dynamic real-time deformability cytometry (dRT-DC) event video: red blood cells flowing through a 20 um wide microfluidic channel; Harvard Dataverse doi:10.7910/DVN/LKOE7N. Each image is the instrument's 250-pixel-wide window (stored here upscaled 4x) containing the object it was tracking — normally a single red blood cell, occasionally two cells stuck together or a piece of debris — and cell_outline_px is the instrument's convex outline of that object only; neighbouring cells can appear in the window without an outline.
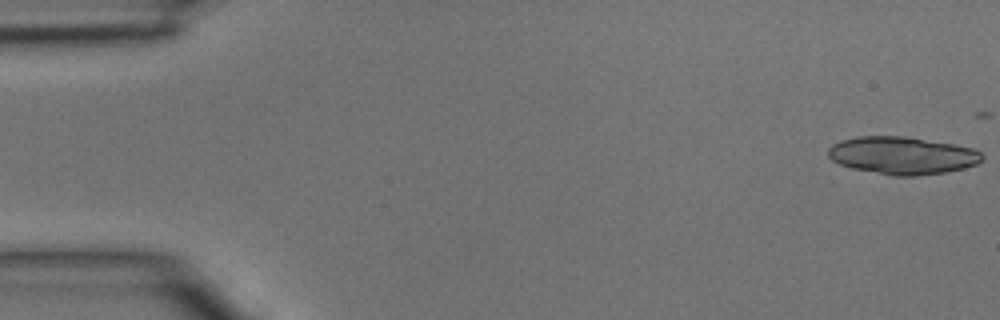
{"species": "common noctule bat (a hibernating species)", "species_latin": "Nyctalus noctula", "temperature_condition": "room temperature", "stored_images_in_passage": 4, "camera_frame_rate_fps": 3000, "um_per_image_px": 0.085, "animal": {"sex": "male", "body_mass_g": 15.6}, "frame": {"image": 1, "passage_image": 1, "time_ms": 0.0, "image_size_px": [1000, 320], "cell_outline_px": [[984, 160], [976, 164], [964, 168], [948, 172], [916, 176], [896, 176], [852, 168], [840, 164], [832, 160], [828, 156], [828, 148], [832, 144], [840, 140], [856, 136], [904, 136], [952, 144], [972, 148], [980, 152], [984, 156]], "centroid_in_image_um": [76.69, 13.21], "position_along_channel_um": 8.3, "area_um2": 33.76}}